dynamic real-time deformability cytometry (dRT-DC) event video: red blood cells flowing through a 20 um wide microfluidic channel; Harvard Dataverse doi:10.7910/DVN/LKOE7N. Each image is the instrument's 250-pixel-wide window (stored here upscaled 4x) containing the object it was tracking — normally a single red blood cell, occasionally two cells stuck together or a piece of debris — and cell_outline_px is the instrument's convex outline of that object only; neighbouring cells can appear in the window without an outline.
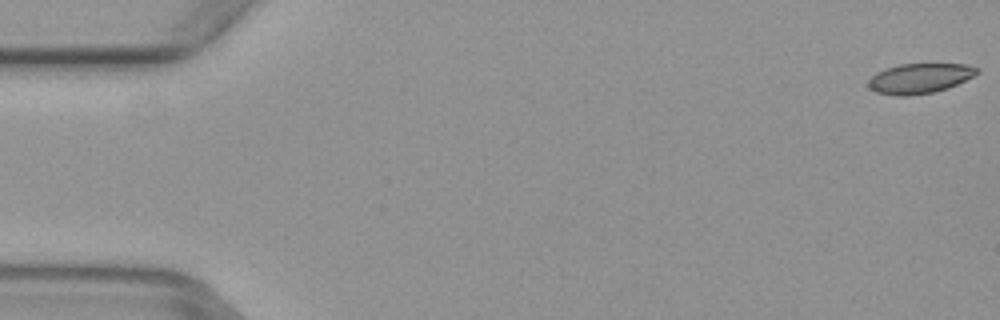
{"species": "common noctule bat (a hibernating species)", "species_latin": "Nyctalus noctula", "temperature_condition": "warm", "stored_images_in_passage": 4, "camera_frame_rate_fps": 3000, "um_per_image_px": 0.085, "animal": {"sex": "female", "body_mass_g": 29.2, "forearm_length_mm": 56.3}, "frame": {"image": 1, "passage_image": 1, "time_ms": 0.0, "image_size_px": [1000, 320], "cell_outline_px": [[980, 72], [948, 88], [932, 92], [908, 96], [900, 96], [876, 92], [868, 84], [868, 80], [876, 72], [900, 64], [968, 64], [980, 68]], "centroid_in_image_um": [78.2, 6.65], "position_along_channel_um": 6.8, "area_um2": 18.79}}